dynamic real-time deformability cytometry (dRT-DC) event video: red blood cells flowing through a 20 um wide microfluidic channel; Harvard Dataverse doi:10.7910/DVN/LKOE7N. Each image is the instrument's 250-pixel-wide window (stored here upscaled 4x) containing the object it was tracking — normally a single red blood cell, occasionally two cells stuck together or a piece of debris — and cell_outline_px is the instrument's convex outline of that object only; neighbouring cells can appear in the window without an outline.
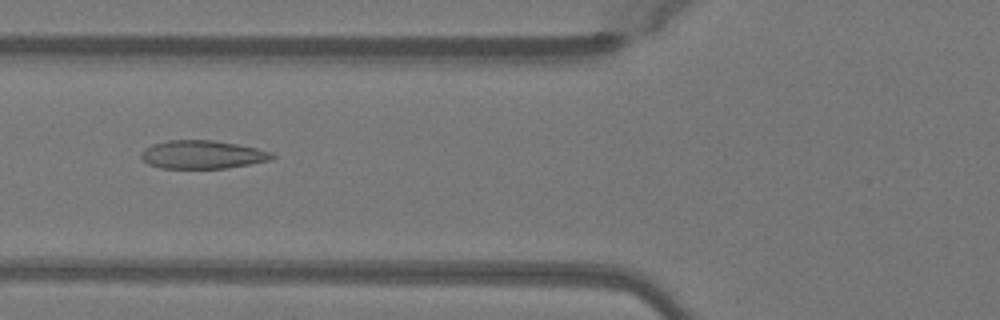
{"species": "Egyptian fruit bat (a non-hibernating species)", "species_latin": "Rousettus aegyptiacus", "temperature_condition": "warm", "stored_images_in_passage": 45, "camera_frame_rate_fps": 3000, "um_per_image_px": 0.085, "animal": {"sex": "female"}, "frame": {"image": 1, "passage_image": 14, "time_ms": 4.333, "image_size_px": [1000, 320], "cell_outline_px": [[276, 156], [272, 160], [224, 168], [160, 168], [148, 164], [140, 156], [140, 152], [144, 148], [152, 144], [168, 140], [212, 140], [236, 144], [256, 148], [272, 152]], "centroid_in_image_um": [17.18, 13.13], "position_along_channel_um": 108.6, "area_um2": 21.56}}
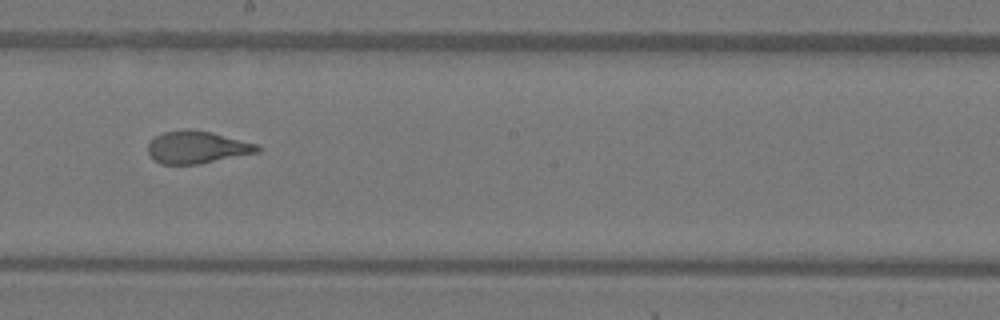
{"frame": {"image": 2, "passage_image": 23, "time_ms": 7.333, "image_size_px": [1000, 320], "cell_outline_px": [[264, 148], [260, 152], [200, 164], [160, 164], [152, 160], [148, 152], [148, 144], [156, 136], [164, 132], [188, 128], [212, 132], [260, 144]], "centroid_in_image_um": [16.8, 12.52], "position_along_channel_um": 231.4, "area_um2": 21.1}}
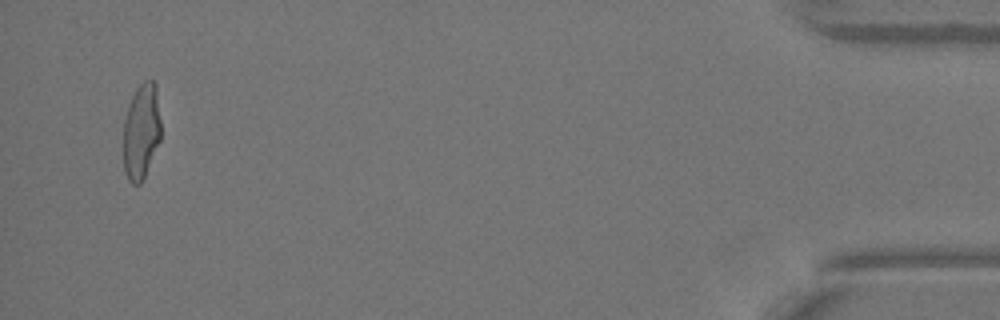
{"frame": {"image": 3, "passage_image": 43, "time_ms": 14.0, "image_size_px": [1000, 320], "cell_outline_px": [[160, 140], [144, 176], [140, 184], [132, 184], [128, 180], [124, 172], [124, 120], [132, 96], [136, 88], [144, 80], [152, 80], [156, 84], [160, 120]], "centroid_in_image_um": [12.01, 11.16], "position_along_channel_um": 423.2, "area_um2": 20.75}, "authors_computed_cell_mechanics": {"area_um2": 21.5016, "velocity_mm_per_s": 4.0978, "shape_relaxation_time_tau1_ms": 7.2839, "shape_relaxation_time_tau2_ms": 0.712, "deformation_change_tau1": 0.2583, "deformation_change_tau2": 0.087}}